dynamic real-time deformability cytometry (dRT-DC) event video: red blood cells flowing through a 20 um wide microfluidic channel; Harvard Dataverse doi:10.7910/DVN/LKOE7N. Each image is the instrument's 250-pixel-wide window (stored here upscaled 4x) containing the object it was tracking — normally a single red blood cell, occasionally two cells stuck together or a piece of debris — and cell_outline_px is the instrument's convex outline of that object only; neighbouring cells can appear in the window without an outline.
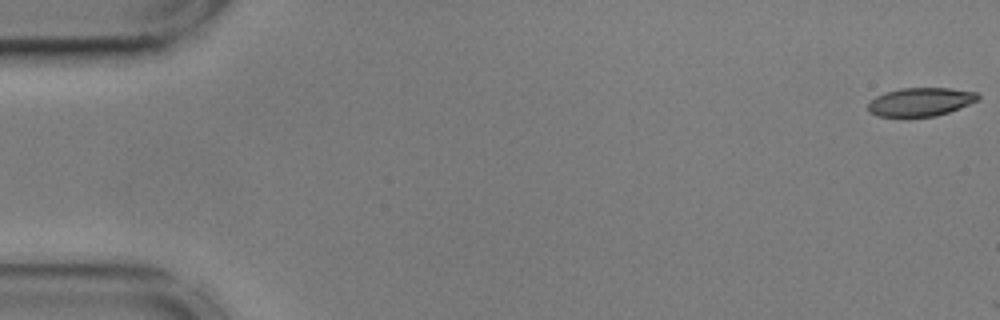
{"species": "common noctule bat (a hibernating species)", "species_latin": "Nyctalus noctula", "temperature_condition": "cold", "stored_images_in_passage": 4, "camera_frame_rate_fps": 3000, "um_per_image_px": 0.085, "animal": {"sex": "male", "body_mass_g": 17.9, "forearm_length_mm": 54.2}, "frame": {"image": 1, "passage_image": 1, "time_ms": 0.0, "image_size_px": [1000, 320], "cell_outline_px": [[980, 100], [948, 112], [936, 116], [876, 116], [868, 112], [868, 104], [876, 96], [884, 92], [900, 88], [952, 88], [976, 92], [980, 96]], "centroid_in_image_um": [78.25, 8.65], "position_along_channel_um": 6.7, "area_um2": 18.26}}